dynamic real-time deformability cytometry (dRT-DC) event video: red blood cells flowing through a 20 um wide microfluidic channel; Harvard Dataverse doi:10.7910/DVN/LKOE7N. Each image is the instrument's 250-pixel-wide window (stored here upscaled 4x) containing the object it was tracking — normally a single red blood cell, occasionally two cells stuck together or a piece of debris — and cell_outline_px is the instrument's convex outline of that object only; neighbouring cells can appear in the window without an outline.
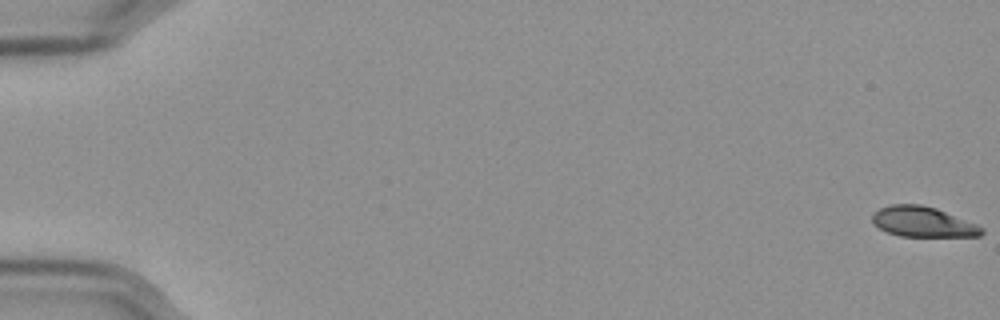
{"species": "Egyptian fruit bat (a non-hibernating species)", "species_latin": "Rousettus aegyptiacus", "temperature_condition": "cold", "stored_images_in_passage": 58, "camera_frame_rate_fps": 3000, "um_per_image_px": 0.085, "frame": {"image": 1, "passage_image": 1, "time_ms": 0.0, "image_size_px": [1000, 320], "cell_outline_px": [[984, 232], [980, 236], [900, 236], [888, 232], [880, 228], [872, 220], [872, 216], [880, 208], [892, 204], [920, 204], [936, 208], [976, 224], [984, 228]], "centroid_in_image_um": [78.47, 18.85], "position_along_channel_um": 6.5, "area_um2": 19.02}}
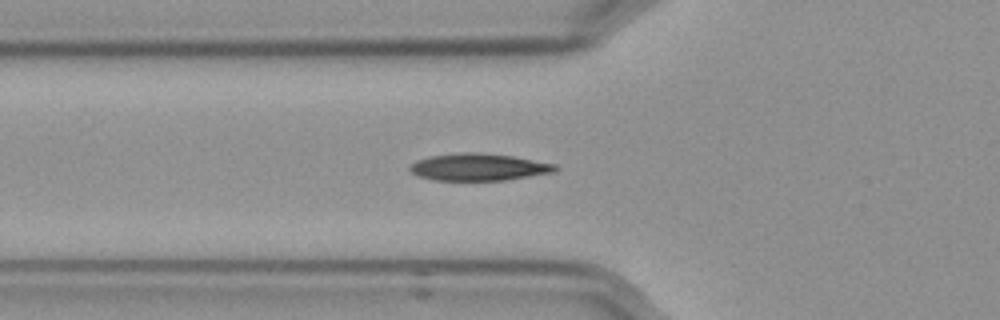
{"frame": {"image": 2, "passage_image": 22, "time_ms": 7.0, "image_size_px": [1000, 320], "cell_outline_px": [[560, 168], [556, 172], [504, 180], [436, 180], [416, 176], [408, 168], [416, 160], [428, 156], [464, 152], [480, 152], [512, 156], [556, 164]], "centroid_in_image_um": [40.69, 14.2], "position_along_channel_um": 85.1, "area_um2": 23.06}}
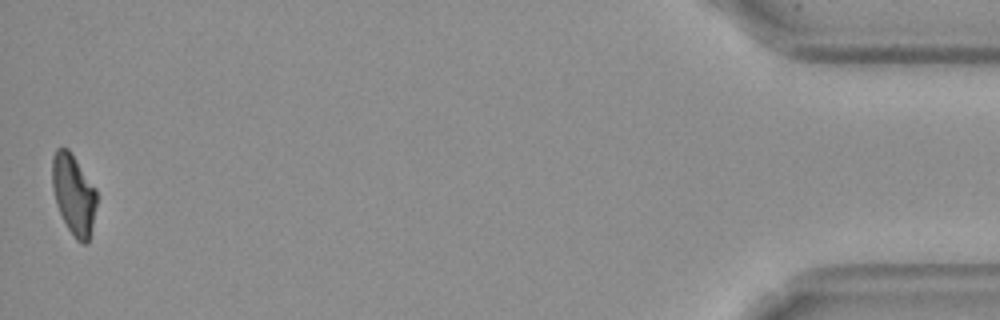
{"frame": {"image": 3, "passage_image": 58, "time_ms": 19.0, "image_size_px": [1000, 320], "cell_outline_px": [[96, 204], [88, 244], [84, 244], [76, 240], [68, 228], [56, 204], [52, 188], [52, 156], [56, 148], [68, 148], [96, 188]], "centroid_in_image_um": [6.24, 16.5], "position_along_channel_um": 429.0, "area_um2": 20.69}, "authors_computed_cell_mechanics": {"area_um2": 21.8484, "velocity_mm_per_s": 3.5704, "shape_relaxation_time_tau1_ms": 4.3985, "shape_relaxation_time_tau2_ms": 5.0265, "deformation_change_tau1": 0.1515, "deformation_change_tau2": 0.0862}}